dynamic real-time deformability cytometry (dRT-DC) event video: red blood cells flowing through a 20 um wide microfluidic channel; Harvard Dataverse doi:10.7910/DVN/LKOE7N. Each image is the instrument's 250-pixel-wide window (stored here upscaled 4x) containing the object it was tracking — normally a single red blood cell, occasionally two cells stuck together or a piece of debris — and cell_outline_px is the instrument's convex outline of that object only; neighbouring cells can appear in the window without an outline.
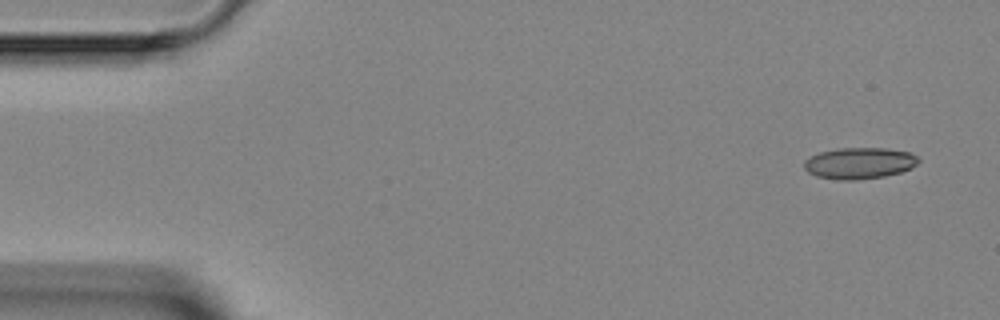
{"species": "Egyptian fruit bat (a non-hibernating species)", "species_latin": "Rousettus aegyptiacus", "temperature_condition": "room temperature", "stored_images_in_passage": 4, "camera_frame_rate_fps": 3000, "um_per_image_px": 0.085, "animal": {"sex": "female"}, "frame": {"image": 1, "passage_image": 1, "time_ms": 0.0, "image_size_px": [1000, 320], "cell_outline_px": [[920, 160], [912, 168], [900, 172], [884, 176], [856, 180], [836, 180], [816, 176], [808, 172], [804, 168], [804, 160], [820, 152], [836, 148], [884, 148], [908, 152], [916, 156]], "centroid_in_image_um": [73.02, 13.87], "position_along_channel_um": 12.0, "area_um2": 20.87}}
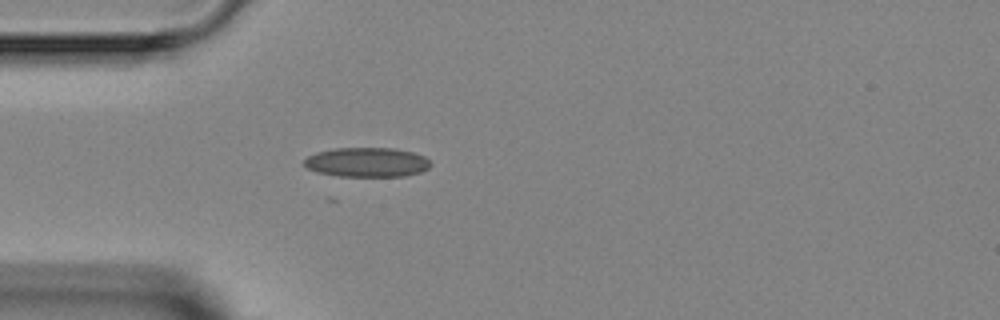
{"frame": {"image": 2, "passage_image": 4, "time_ms": 3.667, "image_size_px": [1000, 320], "cell_outline_px": [[432, 164], [428, 168], [420, 172], [404, 176], [336, 176], [316, 172], [308, 168], [304, 164], [304, 160], [308, 156], [316, 152], [336, 148], [396, 148], [412, 152], [424, 156]], "centroid_in_image_um": [31.19, 13.79], "position_along_channel_um": 53.8, "area_um2": 21.73}}